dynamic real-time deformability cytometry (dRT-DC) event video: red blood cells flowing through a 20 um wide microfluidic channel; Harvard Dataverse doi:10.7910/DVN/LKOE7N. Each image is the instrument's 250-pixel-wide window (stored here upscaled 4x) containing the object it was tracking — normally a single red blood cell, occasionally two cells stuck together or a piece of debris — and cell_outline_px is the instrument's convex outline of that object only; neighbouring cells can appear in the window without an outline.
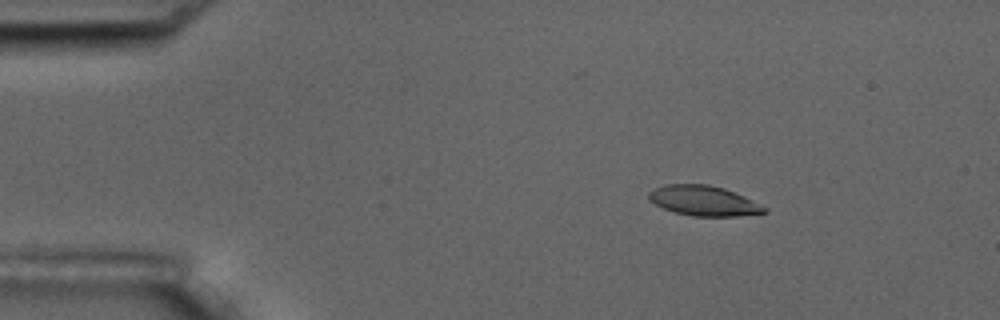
{"species": "common noctule bat (a hibernating species)", "species_latin": "Nyctalus noctula", "temperature_condition": "room temperature", "stored_images_in_passage": 6, "camera_frame_rate_fps": 3000, "um_per_image_px": 0.085, "animal": {"sex": "male", "body_mass_g": 17.5, "forearm_length_mm": 52.3}, "frame": {"image": 1, "passage_image": 3, "time_ms": 2.333, "image_size_px": [1000, 320], "cell_outline_px": [[768, 212], [736, 216], [692, 216], [676, 212], [664, 208], [648, 200], [648, 192], [664, 184], [708, 184], [724, 188], [752, 200], [768, 208]], "centroid_in_image_um": [59.81, 17.06], "position_along_channel_um": 25.2, "area_um2": 20.11}}
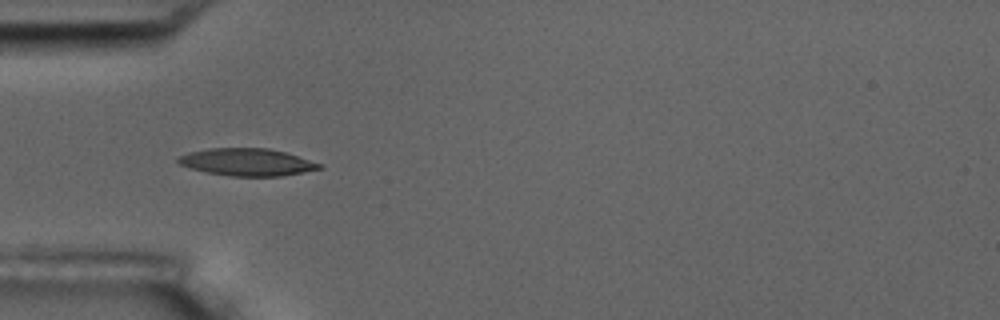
{"frame": {"image": 2, "passage_image": 5, "time_ms": 5.333, "image_size_px": [1000, 320], "cell_outline_px": [[324, 168], [304, 172], [280, 176], [232, 176], [208, 172], [192, 168], [180, 164], [176, 160], [176, 156], [188, 152], [208, 148], [268, 148], [284, 152], [324, 164]], "centroid_in_image_um": [21.01, 13.77], "position_along_channel_um": 64.0, "area_um2": 22.48}}